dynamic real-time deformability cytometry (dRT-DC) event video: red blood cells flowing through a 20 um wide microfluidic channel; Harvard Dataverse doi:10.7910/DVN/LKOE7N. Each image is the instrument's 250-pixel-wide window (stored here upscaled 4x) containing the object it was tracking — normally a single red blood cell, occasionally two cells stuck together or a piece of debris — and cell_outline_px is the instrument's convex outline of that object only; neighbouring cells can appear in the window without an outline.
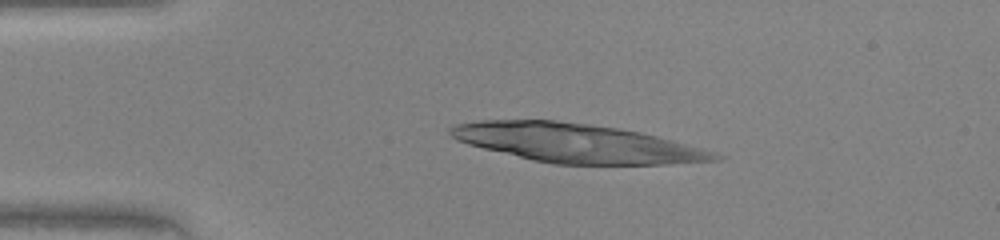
{"species": "human", "species_latin": "Homo sapiens", "temperature_condition": "warm", "stored_images_in_passage": 5, "camera_frame_rate_fps": 3000, "um_per_image_px": 0.085, "donor": {"sex": "female"}, "frame": {"image": 1, "passage_image": 1, "time_ms": 0.0, "image_size_px": [1000, 240], "cell_outline_px": [[724, 156], [720, 160], [668, 164], [552, 164], [532, 160], [468, 144], [456, 140], [448, 136], [448, 128], [456, 124], [476, 120], [556, 120], [588, 124], [616, 128], [640, 132], [672, 140], [716, 152]], "centroid_in_image_um": [48.97, 12.16], "position_along_channel_um": 36.0, "area_um2": 59.59}}